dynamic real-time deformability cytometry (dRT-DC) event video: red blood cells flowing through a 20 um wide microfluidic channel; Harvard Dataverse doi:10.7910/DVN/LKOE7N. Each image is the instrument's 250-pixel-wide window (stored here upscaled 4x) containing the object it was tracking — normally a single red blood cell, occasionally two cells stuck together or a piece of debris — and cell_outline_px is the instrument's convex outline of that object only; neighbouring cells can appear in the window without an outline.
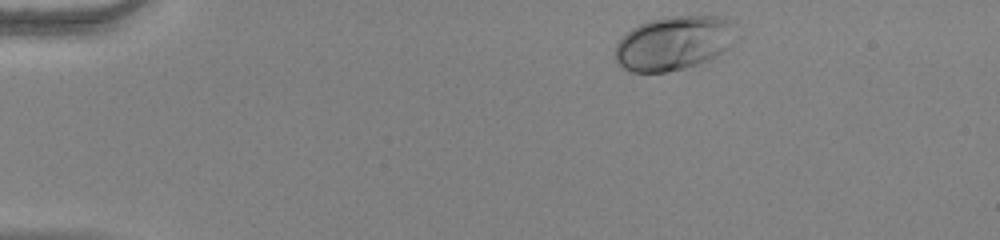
{"species": "human", "species_latin": "Homo sapiens", "temperature_condition": "warm", "stored_images_in_passage": 46, "camera_frame_rate_fps": 3000, "um_per_image_px": 0.085, "donor": {"sex": "female"}, "frame": {"image": 1, "passage_image": 1, "time_ms": 0.0, "image_size_px": [1000, 240], "cell_outline_px": [[744, 36], [740, 40], [728, 48], [700, 64], [668, 72], [632, 72], [616, 64], [616, 44], [632, 28], [648, 20], [664, 16], [724, 16], [736, 20]], "centroid_in_image_um": [57.44, 3.62], "position_along_channel_um": 27.6, "area_um2": 39.42}}
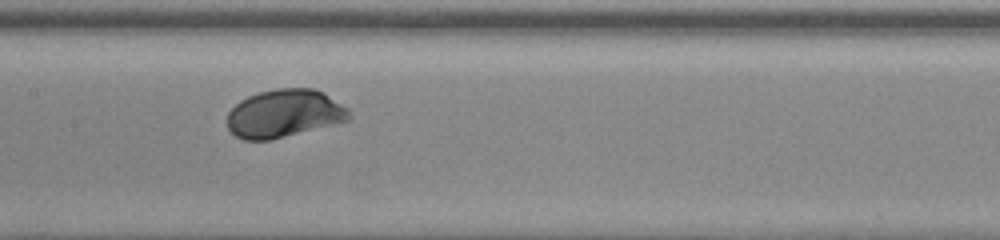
{"frame": {"image": 2, "passage_image": 20, "time_ms": 6.333, "image_size_px": [1000, 240], "cell_outline_px": [[352, 116], [348, 120], [272, 140], [244, 140], [236, 136], [228, 128], [228, 112], [240, 100], [248, 96], [260, 92], [276, 88], [312, 88], [324, 92], [348, 108]], "centroid_in_image_um": [24.17, 9.64], "position_along_channel_um": 183.2, "area_um2": 34.04}}
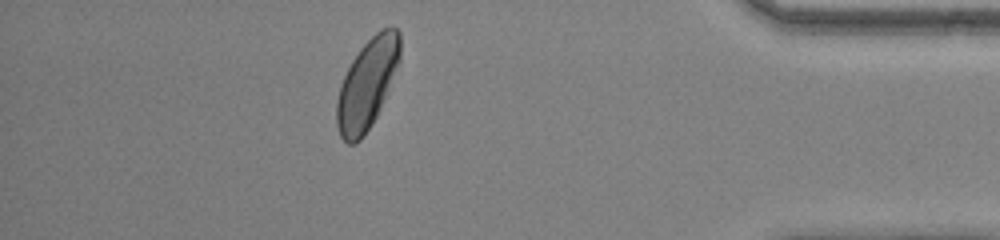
{"frame": {"image": 3, "passage_image": 40, "time_ms": 13.0, "image_size_px": [1000, 240], "cell_outline_px": [[400, 60], [376, 116], [372, 124], [364, 136], [356, 144], [348, 144], [340, 136], [336, 124], [336, 100], [340, 84], [352, 60], [360, 48], [380, 28], [392, 24], [400, 32]], "centroid_in_image_um": [31.19, 7.12], "position_along_channel_um": 404.0, "area_um2": 33.12}, "authors_computed_cell_mechanics": {"area_um2": 33.4084, "velocity_mm_per_s": 3.8385, "shape_relaxation_time_tau1_ms": 1.5858, "shape_relaxation_time_tau2_ms": null, "deformation_change_tau1": 0.1185, "deformation_change_tau2": null}}